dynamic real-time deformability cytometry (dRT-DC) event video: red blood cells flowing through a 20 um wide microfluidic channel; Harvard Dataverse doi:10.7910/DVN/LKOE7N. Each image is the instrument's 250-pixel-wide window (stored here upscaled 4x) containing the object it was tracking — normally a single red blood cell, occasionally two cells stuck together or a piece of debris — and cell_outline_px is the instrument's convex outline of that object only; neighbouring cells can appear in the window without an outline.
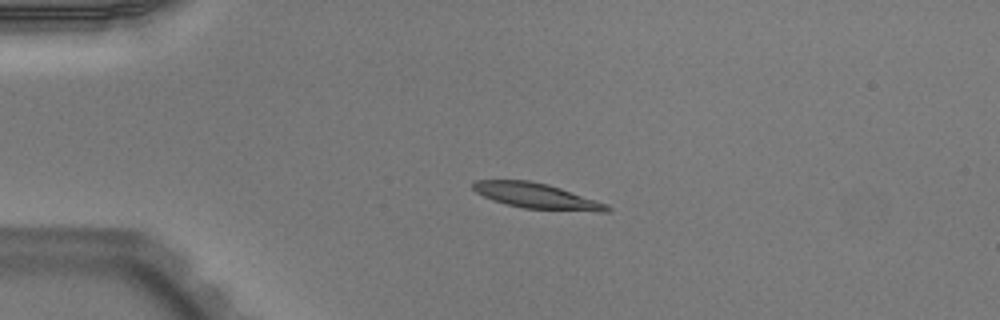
{"species": "Egyptian fruit bat (a non-hibernating species)", "species_latin": "Rousettus aegyptiacus", "temperature_condition": "warm", "stored_images_in_passage": 40, "camera_frame_rate_fps": 3000, "um_per_image_px": 0.085, "animal": {"sex": "male"}, "frame": {"image": 1, "passage_image": 1, "time_ms": 0.0, "image_size_px": [1000, 320], "cell_outline_px": [[612, 208], [608, 212], [600, 212], [524, 208], [492, 200], [476, 192], [472, 188], [472, 184], [476, 180], [528, 180], [548, 184], [608, 204]], "centroid_in_image_um": [45.63, 16.65], "position_along_channel_um": 39.4, "area_um2": 19.71}}
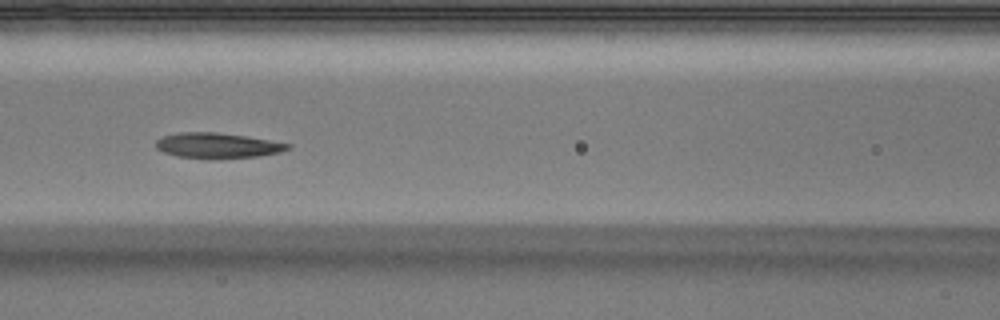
{"frame": {"image": 2, "passage_image": 12, "time_ms": 3.667, "image_size_px": [1000, 320], "cell_outline_px": [[292, 148], [280, 152], [256, 156], [208, 160], [176, 156], [164, 152], [156, 148], [156, 140], [164, 136], [176, 132], [216, 132], [244, 136], [292, 144]], "centroid_in_image_um": [18.46, 12.38], "position_along_channel_um": 148.1, "area_um2": 19.65}}
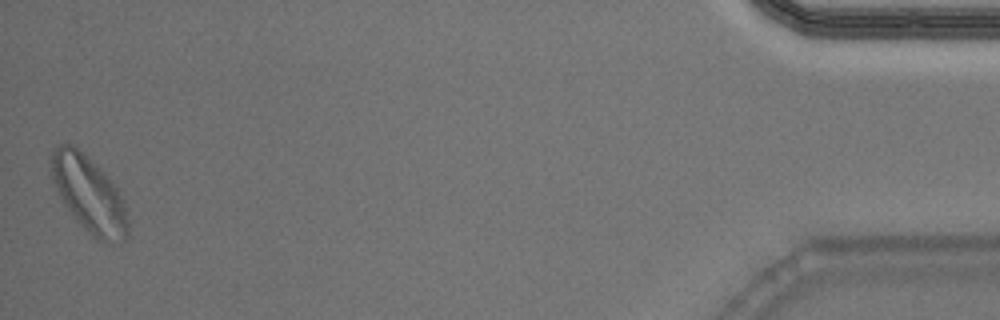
{"frame": {"image": 3, "passage_image": 40, "time_ms": 13.0, "image_size_px": [1000, 320], "cell_outline_px": [[128, 236], [124, 240], [108, 244], [96, 240], [76, 220], [64, 204], [52, 180], [52, 148], [68, 140], [104, 172], [116, 188], [124, 200], [128, 224]], "centroid_in_image_um": [7.57, 16.53], "position_along_channel_um": 427.6, "area_um2": 33.93}, "authors_computed_cell_mechanics": {"area_um2": 19.7965, "velocity_mm_per_s": 3.919, "shape_relaxation_time_tau1_ms": 1.6762, "shape_relaxation_time_tau2_ms": 2.3485, "deformation_change_tau1": 0.1547, "deformation_change_tau2": 0.0902}}